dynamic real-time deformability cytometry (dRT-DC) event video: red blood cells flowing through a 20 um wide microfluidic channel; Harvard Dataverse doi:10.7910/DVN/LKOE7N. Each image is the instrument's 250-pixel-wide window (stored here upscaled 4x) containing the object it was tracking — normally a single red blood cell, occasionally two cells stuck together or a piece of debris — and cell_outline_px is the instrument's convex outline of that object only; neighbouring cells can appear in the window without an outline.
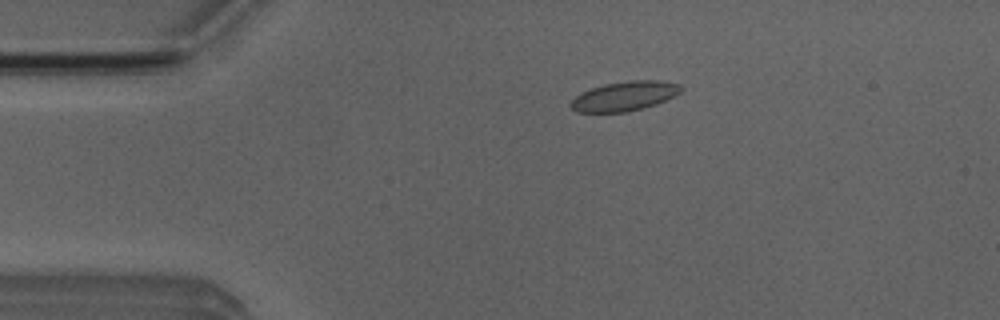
{"species": "Egyptian fruit bat (a non-hibernating species)", "species_latin": "Rousettus aegyptiacus", "temperature_condition": "room temperature", "stored_images_in_passage": 51, "camera_frame_rate_fps": 3000, "um_per_image_px": 0.085, "animal": {"sex": "male"}, "frame": {"image": 1, "passage_image": 9, "time_ms": 2.667, "image_size_px": [1000, 320], "cell_outline_px": [[684, 88], [676, 96], [656, 104], [644, 108], [628, 112], [576, 112], [568, 104], [580, 92], [604, 84], [628, 80], [660, 80], [680, 84]], "centroid_in_image_um": [53.11, 8.17], "position_along_channel_um": 31.9, "area_um2": 19.19}}
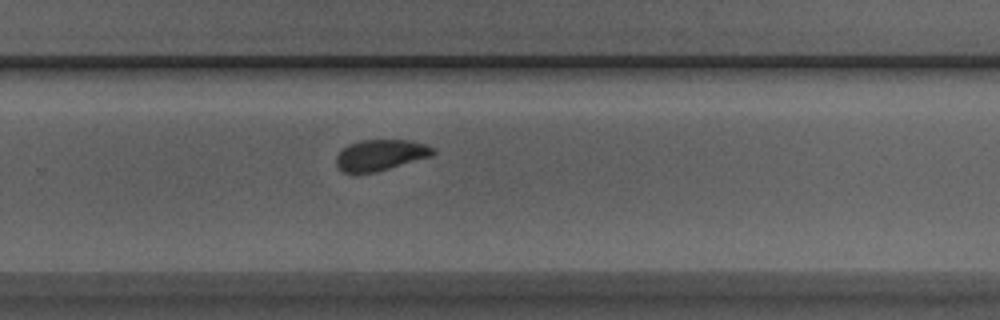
{"frame": {"image": 2, "passage_image": 33, "time_ms": 10.667, "image_size_px": [1000, 320], "cell_outline_px": [[436, 152], [432, 156], [376, 172], [344, 172], [336, 164], [336, 156], [348, 144], [360, 140], [408, 140], [424, 144], [436, 148]], "centroid_in_image_um": [32.38, 13.16], "position_along_channel_um": 297.4, "area_um2": 17.34}}
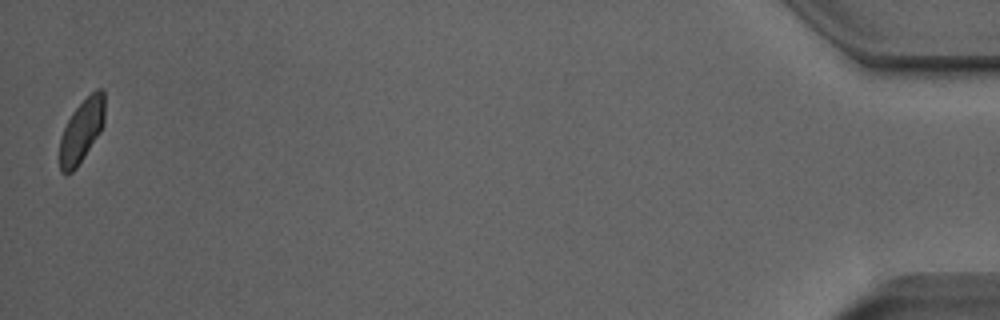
{"frame": {"image": 3, "passage_image": 51, "time_ms": 16.667, "image_size_px": [1000, 320], "cell_outline_px": [[104, 124], [100, 132], [76, 168], [72, 172], [60, 172], [60, 140], [64, 128], [72, 112], [96, 88], [100, 88], [104, 92]], "centroid_in_image_um": [6.95, 11.1], "position_along_channel_um": 428.3, "area_um2": 16.24}, "authors_computed_cell_mechanics": {"area_um2": 17.9758, "velocity_mm_per_s": 3.864, "shape_relaxation_time_tau1_ms": 4.2223, "shape_relaxation_time_tau2_ms": 1.0723, "deformation_change_tau1": 0.0918, "deformation_change_tau2": 0.047}}